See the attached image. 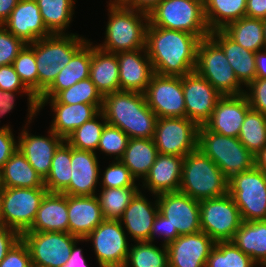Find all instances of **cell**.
<instances>
[{
  "instance_id": "28",
  "label": "cell",
  "mask_w": 266,
  "mask_h": 267,
  "mask_svg": "<svg viewBox=\"0 0 266 267\" xmlns=\"http://www.w3.org/2000/svg\"><path fill=\"white\" fill-rule=\"evenodd\" d=\"M209 37L224 51L236 78L244 87L256 79L255 52L243 48L222 30L211 31Z\"/></svg>"
},
{
  "instance_id": "22",
  "label": "cell",
  "mask_w": 266,
  "mask_h": 267,
  "mask_svg": "<svg viewBox=\"0 0 266 267\" xmlns=\"http://www.w3.org/2000/svg\"><path fill=\"white\" fill-rule=\"evenodd\" d=\"M2 25L26 44L51 35L43 23L36 0H19Z\"/></svg>"
},
{
  "instance_id": "20",
  "label": "cell",
  "mask_w": 266,
  "mask_h": 267,
  "mask_svg": "<svg viewBox=\"0 0 266 267\" xmlns=\"http://www.w3.org/2000/svg\"><path fill=\"white\" fill-rule=\"evenodd\" d=\"M22 127L23 130L18 136V150L25 156L30 165L35 171L45 179L51 168V161L58 146L64 139L58 136L51 129L48 131V136L32 135L28 127Z\"/></svg>"
},
{
  "instance_id": "51",
  "label": "cell",
  "mask_w": 266,
  "mask_h": 267,
  "mask_svg": "<svg viewBox=\"0 0 266 267\" xmlns=\"http://www.w3.org/2000/svg\"><path fill=\"white\" fill-rule=\"evenodd\" d=\"M31 264L28 247L20 238L1 260L0 267H30Z\"/></svg>"
},
{
  "instance_id": "63",
  "label": "cell",
  "mask_w": 266,
  "mask_h": 267,
  "mask_svg": "<svg viewBox=\"0 0 266 267\" xmlns=\"http://www.w3.org/2000/svg\"><path fill=\"white\" fill-rule=\"evenodd\" d=\"M1 197H2V187L0 185V209H1Z\"/></svg>"
},
{
  "instance_id": "11",
  "label": "cell",
  "mask_w": 266,
  "mask_h": 267,
  "mask_svg": "<svg viewBox=\"0 0 266 267\" xmlns=\"http://www.w3.org/2000/svg\"><path fill=\"white\" fill-rule=\"evenodd\" d=\"M200 227L215 242L231 241L243 220L233 197L223 196L199 201Z\"/></svg>"
},
{
  "instance_id": "44",
  "label": "cell",
  "mask_w": 266,
  "mask_h": 267,
  "mask_svg": "<svg viewBox=\"0 0 266 267\" xmlns=\"http://www.w3.org/2000/svg\"><path fill=\"white\" fill-rule=\"evenodd\" d=\"M55 98L62 104H92L100 111L103 103V96L97 90L90 78L81 80L70 88L60 91Z\"/></svg>"
},
{
  "instance_id": "5",
  "label": "cell",
  "mask_w": 266,
  "mask_h": 267,
  "mask_svg": "<svg viewBox=\"0 0 266 267\" xmlns=\"http://www.w3.org/2000/svg\"><path fill=\"white\" fill-rule=\"evenodd\" d=\"M229 179L220 168L199 149L183 159L179 191L201 201L228 193Z\"/></svg>"
},
{
  "instance_id": "8",
  "label": "cell",
  "mask_w": 266,
  "mask_h": 267,
  "mask_svg": "<svg viewBox=\"0 0 266 267\" xmlns=\"http://www.w3.org/2000/svg\"><path fill=\"white\" fill-rule=\"evenodd\" d=\"M194 71L205 78L221 96L245 92L224 51L210 37L201 39L198 44Z\"/></svg>"
},
{
  "instance_id": "60",
  "label": "cell",
  "mask_w": 266,
  "mask_h": 267,
  "mask_svg": "<svg viewBox=\"0 0 266 267\" xmlns=\"http://www.w3.org/2000/svg\"><path fill=\"white\" fill-rule=\"evenodd\" d=\"M19 0H0V25L9 17Z\"/></svg>"
},
{
  "instance_id": "24",
  "label": "cell",
  "mask_w": 266,
  "mask_h": 267,
  "mask_svg": "<svg viewBox=\"0 0 266 267\" xmlns=\"http://www.w3.org/2000/svg\"><path fill=\"white\" fill-rule=\"evenodd\" d=\"M54 112L50 129L64 140L86 121L95 117L100 110L92 104L67 105L60 103L54 98H38V111L42 110L45 104H49Z\"/></svg>"
},
{
  "instance_id": "34",
  "label": "cell",
  "mask_w": 266,
  "mask_h": 267,
  "mask_svg": "<svg viewBox=\"0 0 266 267\" xmlns=\"http://www.w3.org/2000/svg\"><path fill=\"white\" fill-rule=\"evenodd\" d=\"M231 241L259 266L266 262V220L243 221Z\"/></svg>"
},
{
  "instance_id": "18",
  "label": "cell",
  "mask_w": 266,
  "mask_h": 267,
  "mask_svg": "<svg viewBox=\"0 0 266 267\" xmlns=\"http://www.w3.org/2000/svg\"><path fill=\"white\" fill-rule=\"evenodd\" d=\"M216 242L205 232L179 235L166 245L169 267H205Z\"/></svg>"
},
{
  "instance_id": "7",
  "label": "cell",
  "mask_w": 266,
  "mask_h": 267,
  "mask_svg": "<svg viewBox=\"0 0 266 267\" xmlns=\"http://www.w3.org/2000/svg\"><path fill=\"white\" fill-rule=\"evenodd\" d=\"M152 26L183 31L200 40L209 37L203 0H162L149 13Z\"/></svg>"
},
{
  "instance_id": "54",
  "label": "cell",
  "mask_w": 266,
  "mask_h": 267,
  "mask_svg": "<svg viewBox=\"0 0 266 267\" xmlns=\"http://www.w3.org/2000/svg\"><path fill=\"white\" fill-rule=\"evenodd\" d=\"M20 238L21 235L17 231L0 225V262Z\"/></svg>"
},
{
  "instance_id": "58",
  "label": "cell",
  "mask_w": 266,
  "mask_h": 267,
  "mask_svg": "<svg viewBox=\"0 0 266 267\" xmlns=\"http://www.w3.org/2000/svg\"><path fill=\"white\" fill-rule=\"evenodd\" d=\"M77 243L78 242L74 243L70 257L62 267H88L87 261L83 257L82 249L80 247L77 248L76 246Z\"/></svg>"
},
{
  "instance_id": "47",
  "label": "cell",
  "mask_w": 266,
  "mask_h": 267,
  "mask_svg": "<svg viewBox=\"0 0 266 267\" xmlns=\"http://www.w3.org/2000/svg\"><path fill=\"white\" fill-rule=\"evenodd\" d=\"M129 137L120 129L106 124L102 130L97 150L106 156L113 155L115 160H120L127 147ZM116 155V156H115Z\"/></svg>"
},
{
  "instance_id": "55",
  "label": "cell",
  "mask_w": 266,
  "mask_h": 267,
  "mask_svg": "<svg viewBox=\"0 0 266 267\" xmlns=\"http://www.w3.org/2000/svg\"><path fill=\"white\" fill-rule=\"evenodd\" d=\"M245 16L264 20L266 18V0H247Z\"/></svg>"
},
{
  "instance_id": "65",
  "label": "cell",
  "mask_w": 266,
  "mask_h": 267,
  "mask_svg": "<svg viewBox=\"0 0 266 267\" xmlns=\"http://www.w3.org/2000/svg\"><path fill=\"white\" fill-rule=\"evenodd\" d=\"M30 267H40V266H37V265H34V264H31Z\"/></svg>"
},
{
  "instance_id": "17",
  "label": "cell",
  "mask_w": 266,
  "mask_h": 267,
  "mask_svg": "<svg viewBox=\"0 0 266 267\" xmlns=\"http://www.w3.org/2000/svg\"><path fill=\"white\" fill-rule=\"evenodd\" d=\"M186 117L203 126L211 117L221 94L195 71L182 76Z\"/></svg>"
},
{
  "instance_id": "16",
  "label": "cell",
  "mask_w": 266,
  "mask_h": 267,
  "mask_svg": "<svg viewBox=\"0 0 266 267\" xmlns=\"http://www.w3.org/2000/svg\"><path fill=\"white\" fill-rule=\"evenodd\" d=\"M156 196L159 212L168 219L171 232L185 235L201 231L199 201L180 191Z\"/></svg>"
},
{
  "instance_id": "33",
  "label": "cell",
  "mask_w": 266,
  "mask_h": 267,
  "mask_svg": "<svg viewBox=\"0 0 266 267\" xmlns=\"http://www.w3.org/2000/svg\"><path fill=\"white\" fill-rule=\"evenodd\" d=\"M1 187L38 188L45 187L44 179L30 165L25 156L17 149L0 170Z\"/></svg>"
},
{
  "instance_id": "38",
  "label": "cell",
  "mask_w": 266,
  "mask_h": 267,
  "mask_svg": "<svg viewBox=\"0 0 266 267\" xmlns=\"http://www.w3.org/2000/svg\"><path fill=\"white\" fill-rule=\"evenodd\" d=\"M71 146L64 140L55 150L51 168L44 179L48 193H62L71 180Z\"/></svg>"
},
{
  "instance_id": "10",
  "label": "cell",
  "mask_w": 266,
  "mask_h": 267,
  "mask_svg": "<svg viewBox=\"0 0 266 267\" xmlns=\"http://www.w3.org/2000/svg\"><path fill=\"white\" fill-rule=\"evenodd\" d=\"M48 193L45 187H2L0 225L7 226L20 235L28 231L35 221L38 208Z\"/></svg>"
},
{
  "instance_id": "1",
  "label": "cell",
  "mask_w": 266,
  "mask_h": 267,
  "mask_svg": "<svg viewBox=\"0 0 266 267\" xmlns=\"http://www.w3.org/2000/svg\"><path fill=\"white\" fill-rule=\"evenodd\" d=\"M200 39L188 32L152 26L146 30V50L154 73L184 76L194 72Z\"/></svg>"
},
{
  "instance_id": "43",
  "label": "cell",
  "mask_w": 266,
  "mask_h": 267,
  "mask_svg": "<svg viewBox=\"0 0 266 267\" xmlns=\"http://www.w3.org/2000/svg\"><path fill=\"white\" fill-rule=\"evenodd\" d=\"M98 119H102L101 122ZM106 124L107 121L100 111L95 117L76 128L65 141L75 149L96 153L102 130Z\"/></svg>"
},
{
  "instance_id": "37",
  "label": "cell",
  "mask_w": 266,
  "mask_h": 267,
  "mask_svg": "<svg viewBox=\"0 0 266 267\" xmlns=\"http://www.w3.org/2000/svg\"><path fill=\"white\" fill-rule=\"evenodd\" d=\"M44 25L51 34H66L74 14L75 0H36Z\"/></svg>"
},
{
  "instance_id": "19",
  "label": "cell",
  "mask_w": 266,
  "mask_h": 267,
  "mask_svg": "<svg viewBox=\"0 0 266 267\" xmlns=\"http://www.w3.org/2000/svg\"><path fill=\"white\" fill-rule=\"evenodd\" d=\"M249 109L250 104L244 94L221 96L204 126L214 133L238 138Z\"/></svg>"
},
{
  "instance_id": "29",
  "label": "cell",
  "mask_w": 266,
  "mask_h": 267,
  "mask_svg": "<svg viewBox=\"0 0 266 267\" xmlns=\"http://www.w3.org/2000/svg\"><path fill=\"white\" fill-rule=\"evenodd\" d=\"M26 232H68V195L47 193Z\"/></svg>"
},
{
  "instance_id": "57",
  "label": "cell",
  "mask_w": 266,
  "mask_h": 267,
  "mask_svg": "<svg viewBox=\"0 0 266 267\" xmlns=\"http://www.w3.org/2000/svg\"><path fill=\"white\" fill-rule=\"evenodd\" d=\"M15 93L11 91H3L0 89V117L11 112L15 105Z\"/></svg>"
},
{
  "instance_id": "21",
  "label": "cell",
  "mask_w": 266,
  "mask_h": 267,
  "mask_svg": "<svg viewBox=\"0 0 266 267\" xmlns=\"http://www.w3.org/2000/svg\"><path fill=\"white\" fill-rule=\"evenodd\" d=\"M71 180L62 192L71 196H94L99 184L100 165L95 152L71 147Z\"/></svg>"
},
{
  "instance_id": "27",
  "label": "cell",
  "mask_w": 266,
  "mask_h": 267,
  "mask_svg": "<svg viewBox=\"0 0 266 267\" xmlns=\"http://www.w3.org/2000/svg\"><path fill=\"white\" fill-rule=\"evenodd\" d=\"M184 157L158 154L148 175L142 181V187L152 195L179 191L182 178Z\"/></svg>"
},
{
  "instance_id": "15",
  "label": "cell",
  "mask_w": 266,
  "mask_h": 267,
  "mask_svg": "<svg viewBox=\"0 0 266 267\" xmlns=\"http://www.w3.org/2000/svg\"><path fill=\"white\" fill-rule=\"evenodd\" d=\"M144 96L148 107L158 118L186 117L182 76L154 73Z\"/></svg>"
},
{
  "instance_id": "39",
  "label": "cell",
  "mask_w": 266,
  "mask_h": 267,
  "mask_svg": "<svg viewBox=\"0 0 266 267\" xmlns=\"http://www.w3.org/2000/svg\"><path fill=\"white\" fill-rule=\"evenodd\" d=\"M238 139L254 156L258 154L266 146V115L250 108Z\"/></svg>"
},
{
  "instance_id": "45",
  "label": "cell",
  "mask_w": 266,
  "mask_h": 267,
  "mask_svg": "<svg viewBox=\"0 0 266 267\" xmlns=\"http://www.w3.org/2000/svg\"><path fill=\"white\" fill-rule=\"evenodd\" d=\"M12 65L24 86L38 99V71L34 50L26 44Z\"/></svg>"
},
{
  "instance_id": "40",
  "label": "cell",
  "mask_w": 266,
  "mask_h": 267,
  "mask_svg": "<svg viewBox=\"0 0 266 267\" xmlns=\"http://www.w3.org/2000/svg\"><path fill=\"white\" fill-rule=\"evenodd\" d=\"M139 190L138 187L102 188L97 198L103 218L120 220L130 201Z\"/></svg>"
},
{
  "instance_id": "25",
  "label": "cell",
  "mask_w": 266,
  "mask_h": 267,
  "mask_svg": "<svg viewBox=\"0 0 266 267\" xmlns=\"http://www.w3.org/2000/svg\"><path fill=\"white\" fill-rule=\"evenodd\" d=\"M150 202L139 190L125 209L121 224L135 242L150 241L152 226L159 212L157 196Z\"/></svg>"
},
{
  "instance_id": "12",
  "label": "cell",
  "mask_w": 266,
  "mask_h": 267,
  "mask_svg": "<svg viewBox=\"0 0 266 267\" xmlns=\"http://www.w3.org/2000/svg\"><path fill=\"white\" fill-rule=\"evenodd\" d=\"M31 263L40 267H62L70 257L75 242L83 241L69 232H24Z\"/></svg>"
},
{
  "instance_id": "9",
  "label": "cell",
  "mask_w": 266,
  "mask_h": 267,
  "mask_svg": "<svg viewBox=\"0 0 266 267\" xmlns=\"http://www.w3.org/2000/svg\"><path fill=\"white\" fill-rule=\"evenodd\" d=\"M228 193L239 208L243 221L266 220V173L256 166L234 174Z\"/></svg>"
},
{
  "instance_id": "53",
  "label": "cell",
  "mask_w": 266,
  "mask_h": 267,
  "mask_svg": "<svg viewBox=\"0 0 266 267\" xmlns=\"http://www.w3.org/2000/svg\"><path fill=\"white\" fill-rule=\"evenodd\" d=\"M163 237V245H167L173 242L178 236V232H171V226L168 219L164 217L160 212L156 215L154 224L152 226L150 241L154 242L155 236Z\"/></svg>"
},
{
  "instance_id": "32",
  "label": "cell",
  "mask_w": 266,
  "mask_h": 267,
  "mask_svg": "<svg viewBox=\"0 0 266 267\" xmlns=\"http://www.w3.org/2000/svg\"><path fill=\"white\" fill-rule=\"evenodd\" d=\"M158 154L153 138H129L120 161L136 180H144Z\"/></svg>"
},
{
  "instance_id": "46",
  "label": "cell",
  "mask_w": 266,
  "mask_h": 267,
  "mask_svg": "<svg viewBox=\"0 0 266 267\" xmlns=\"http://www.w3.org/2000/svg\"><path fill=\"white\" fill-rule=\"evenodd\" d=\"M0 89L3 91H11L17 93H25L28 101V123L30 124L33 117L36 116L38 111V99L24 86L15 72L13 65L0 66Z\"/></svg>"
},
{
  "instance_id": "36",
  "label": "cell",
  "mask_w": 266,
  "mask_h": 267,
  "mask_svg": "<svg viewBox=\"0 0 266 267\" xmlns=\"http://www.w3.org/2000/svg\"><path fill=\"white\" fill-rule=\"evenodd\" d=\"M222 31L245 49L253 52L265 49L262 19L245 16L229 23Z\"/></svg>"
},
{
  "instance_id": "35",
  "label": "cell",
  "mask_w": 266,
  "mask_h": 267,
  "mask_svg": "<svg viewBox=\"0 0 266 267\" xmlns=\"http://www.w3.org/2000/svg\"><path fill=\"white\" fill-rule=\"evenodd\" d=\"M203 5L207 26L214 31L245 17L247 0H203Z\"/></svg>"
},
{
  "instance_id": "48",
  "label": "cell",
  "mask_w": 266,
  "mask_h": 267,
  "mask_svg": "<svg viewBox=\"0 0 266 267\" xmlns=\"http://www.w3.org/2000/svg\"><path fill=\"white\" fill-rule=\"evenodd\" d=\"M130 170L120 161L113 160L103 172L101 188L138 187Z\"/></svg>"
},
{
  "instance_id": "3",
  "label": "cell",
  "mask_w": 266,
  "mask_h": 267,
  "mask_svg": "<svg viewBox=\"0 0 266 267\" xmlns=\"http://www.w3.org/2000/svg\"><path fill=\"white\" fill-rule=\"evenodd\" d=\"M105 41L96 46L109 53L135 51L146 48L148 14L123 6L119 1H109Z\"/></svg>"
},
{
  "instance_id": "30",
  "label": "cell",
  "mask_w": 266,
  "mask_h": 267,
  "mask_svg": "<svg viewBox=\"0 0 266 267\" xmlns=\"http://www.w3.org/2000/svg\"><path fill=\"white\" fill-rule=\"evenodd\" d=\"M92 42L90 40L71 58V61L57 75L54 82L39 98H54L60 91L70 88L90 77Z\"/></svg>"
},
{
  "instance_id": "2",
  "label": "cell",
  "mask_w": 266,
  "mask_h": 267,
  "mask_svg": "<svg viewBox=\"0 0 266 267\" xmlns=\"http://www.w3.org/2000/svg\"><path fill=\"white\" fill-rule=\"evenodd\" d=\"M101 112L107 124L129 138H153L158 117L148 107L144 93L117 91L103 97Z\"/></svg>"
},
{
  "instance_id": "23",
  "label": "cell",
  "mask_w": 266,
  "mask_h": 267,
  "mask_svg": "<svg viewBox=\"0 0 266 267\" xmlns=\"http://www.w3.org/2000/svg\"><path fill=\"white\" fill-rule=\"evenodd\" d=\"M116 54L120 72V91L144 93L154 75L146 48Z\"/></svg>"
},
{
  "instance_id": "61",
  "label": "cell",
  "mask_w": 266,
  "mask_h": 267,
  "mask_svg": "<svg viewBox=\"0 0 266 267\" xmlns=\"http://www.w3.org/2000/svg\"><path fill=\"white\" fill-rule=\"evenodd\" d=\"M255 166L266 173V146L255 155Z\"/></svg>"
},
{
  "instance_id": "52",
  "label": "cell",
  "mask_w": 266,
  "mask_h": 267,
  "mask_svg": "<svg viewBox=\"0 0 266 267\" xmlns=\"http://www.w3.org/2000/svg\"><path fill=\"white\" fill-rule=\"evenodd\" d=\"M15 140L16 139L10 126L0 131V170L16 152L18 148V141Z\"/></svg>"
},
{
  "instance_id": "59",
  "label": "cell",
  "mask_w": 266,
  "mask_h": 267,
  "mask_svg": "<svg viewBox=\"0 0 266 267\" xmlns=\"http://www.w3.org/2000/svg\"><path fill=\"white\" fill-rule=\"evenodd\" d=\"M255 62L256 79L266 78V49L255 52Z\"/></svg>"
},
{
  "instance_id": "62",
  "label": "cell",
  "mask_w": 266,
  "mask_h": 267,
  "mask_svg": "<svg viewBox=\"0 0 266 267\" xmlns=\"http://www.w3.org/2000/svg\"><path fill=\"white\" fill-rule=\"evenodd\" d=\"M263 31H264V42H265V49H266V18L263 20Z\"/></svg>"
},
{
  "instance_id": "31",
  "label": "cell",
  "mask_w": 266,
  "mask_h": 267,
  "mask_svg": "<svg viewBox=\"0 0 266 267\" xmlns=\"http://www.w3.org/2000/svg\"><path fill=\"white\" fill-rule=\"evenodd\" d=\"M119 73L117 54L103 51L92 43L89 78L103 97L120 91Z\"/></svg>"
},
{
  "instance_id": "50",
  "label": "cell",
  "mask_w": 266,
  "mask_h": 267,
  "mask_svg": "<svg viewBox=\"0 0 266 267\" xmlns=\"http://www.w3.org/2000/svg\"><path fill=\"white\" fill-rule=\"evenodd\" d=\"M246 88L244 95L247 97L250 108L266 115V78L255 79Z\"/></svg>"
},
{
  "instance_id": "14",
  "label": "cell",
  "mask_w": 266,
  "mask_h": 267,
  "mask_svg": "<svg viewBox=\"0 0 266 267\" xmlns=\"http://www.w3.org/2000/svg\"><path fill=\"white\" fill-rule=\"evenodd\" d=\"M84 241H91L99 267L125 266L130 245L120 220L104 219Z\"/></svg>"
},
{
  "instance_id": "64",
  "label": "cell",
  "mask_w": 266,
  "mask_h": 267,
  "mask_svg": "<svg viewBox=\"0 0 266 267\" xmlns=\"http://www.w3.org/2000/svg\"><path fill=\"white\" fill-rule=\"evenodd\" d=\"M1 122V121H0ZM9 125H3L2 127H0V131L3 129H6Z\"/></svg>"
},
{
  "instance_id": "42",
  "label": "cell",
  "mask_w": 266,
  "mask_h": 267,
  "mask_svg": "<svg viewBox=\"0 0 266 267\" xmlns=\"http://www.w3.org/2000/svg\"><path fill=\"white\" fill-rule=\"evenodd\" d=\"M257 263L232 241L216 242L205 267H257Z\"/></svg>"
},
{
  "instance_id": "4",
  "label": "cell",
  "mask_w": 266,
  "mask_h": 267,
  "mask_svg": "<svg viewBox=\"0 0 266 267\" xmlns=\"http://www.w3.org/2000/svg\"><path fill=\"white\" fill-rule=\"evenodd\" d=\"M78 34H51L28 45L34 50L38 71V98L54 82L58 73L88 42Z\"/></svg>"
},
{
  "instance_id": "6",
  "label": "cell",
  "mask_w": 266,
  "mask_h": 267,
  "mask_svg": "<svg viewBox=\"0 0 266 267\" xmlns=\"http://www.w3.org/2000/svg\"><path fill=\"white\" fill-rule=\"evenodd\" d=\"M197 149L208 156L230 179L255 166V156L238 138L223 136L199 126Z\"/></svg>"
},
{
  "instance_id": "13",
  "label": "cell",
  "mask_w": 266,
  "mask_h": 267,
  "mask_svg": "<svg viewBox=\"0 0 266 267\" xmlns=\"http://www.w3.org/2000/svg\"><path fill=\"white\" fill-rule=\"evenodd\" d=\"M198 129L187 117L158 118L153 137L158 153L185 157L197 149Z\"/></svg>"
},
{
  "instance_id": "26",
  "label": "cell",
  "mask_w": 266,
  "mask_h": 267,
  "mask_svg": "<svg viewBox=\"0 0 266 267\" xmlns=\"http://www.w3.org/2000/svg\"><path fill=\"white\" fill-rule=\"evenodd\" d=\"M103 220L97 195H68V232L71 235L85 239Z\"/></svg>"
},
{
  "instance_id": "41",
  "label": "cell",
  "mask_w": 266,
  "mask_h": 267,
  "mask_svg": "<svg viewBox=\"0 0 266 267\" xmlns=\"http://www.w3.org/2000/svg\"><path fill=\"white\" fill-rule=\"evenodd\" d=\"M129 248L124 267H169L166 245L157 247L151 241L134 242Z\"/></svg>"
},
{
  "instance_id": "56",
  "label": "cell",
  "mask_w": 266,
  "mask_h": 267,
  "mask_svg": "<svg viewBox=\"0 0 266 267\" xmlns=\"http://www.w3.org/2000/svg\"><path fill=\"white\" fill-rule=\"evenodd\" d=\"M162 0H120L119 2L130 9L140 10L149 13Z\"/></svg>"
},
{
  "instance_id": "49",
  "label": "cell",
  "mask_w": 266,
  "mask_h": 267,
  "mask_svg": "<svg viewBox=\"0 0 266 267\" xmlns=\"http://www.w3.org/2000/svg\"><path fill=\"white\" fill-rule=\"evenodd\" d=\"M26 43L0 25V66L11 65Z\"/></svg>"
}]
</instances>
